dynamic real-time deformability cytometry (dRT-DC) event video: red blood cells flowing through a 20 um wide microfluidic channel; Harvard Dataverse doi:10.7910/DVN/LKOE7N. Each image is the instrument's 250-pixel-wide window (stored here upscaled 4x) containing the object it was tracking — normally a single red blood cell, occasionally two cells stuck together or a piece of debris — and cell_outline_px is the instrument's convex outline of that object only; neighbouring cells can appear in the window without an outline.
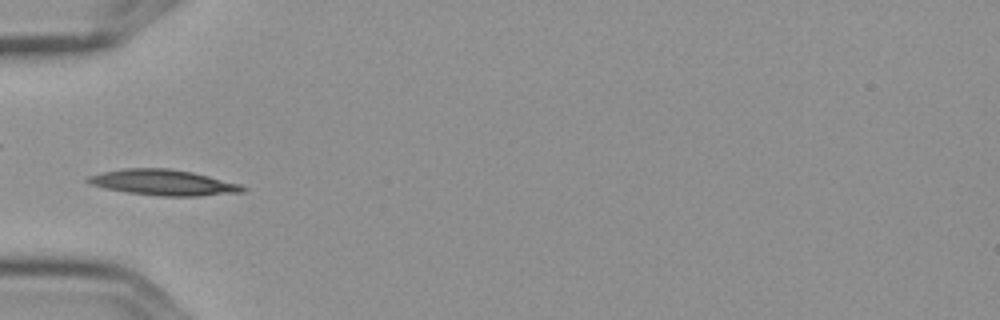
{"species": "Egyptian fruit bat (a non-hibernating species)", "species_latin": "Rousettus aegyptiacus", "temperature_condition": "cold", "stored_images_in_passage": 6, "camera_frame_rate_fps": 3000, "um_per_image_px": 0.085, "frame": {"image": 1, "passage_image": 5, "time_ms": 1.333, "image_size_px": [1000, 320], "cell_outline_px": [[248, 188], [244, 192], [200, 196], [160, 196], [128, 192], [104, 188], [92, 184], [84, 180], [88, 176], [104, 172], [124, 168], [168, 168], [192, 172], [240, 184]], "centroid_in_image_um": [13.91, 15.51], "position_along_channel_um": 71.1, "area_um2": 23.06}}
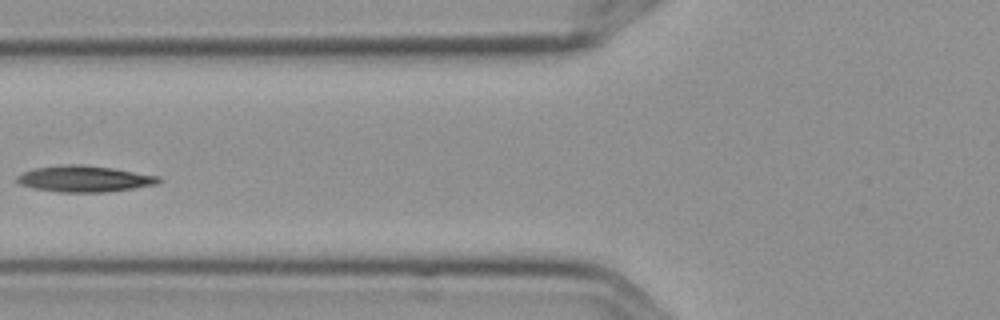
{"frame": {"image": 2, "passage_image": 6, "time_ms": 1.667, "image_size_px": [1000, 320], "cell_outline_px": [[164, 180], [156, 184], [132, 188], [104, 192], [60, 192], [32, 188], [20, 184], [16, 180], [16, 176], [24, 172], [36, 168], [68, 164], [80, 164], [112, 168], [160, 176]], "centroid_in_image_um": [7.18, 15.2], "position_along_channel_um": 118.6, "area_um2": 21.5}}